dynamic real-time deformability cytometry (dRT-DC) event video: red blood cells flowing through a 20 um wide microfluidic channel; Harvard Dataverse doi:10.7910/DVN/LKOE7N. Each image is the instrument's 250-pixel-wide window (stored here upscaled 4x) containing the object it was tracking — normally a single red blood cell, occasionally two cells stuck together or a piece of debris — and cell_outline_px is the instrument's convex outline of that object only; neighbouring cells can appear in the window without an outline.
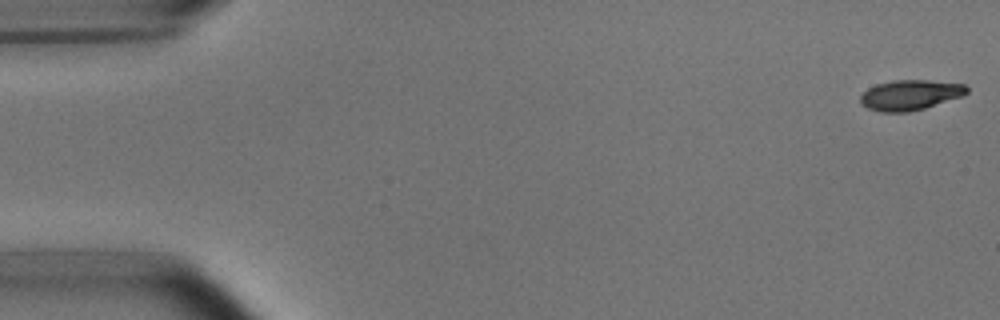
{"species": "common noctule bat (a hibernating species)", "species_latin": "Nyctalus noctula", "temperature_condition": "room temperature", "stored_images_in_passage": 12, "camera_frame_rate_fps": 3000, "um_per_image_px": 0.085, "animal": {"sex": "male", "body_mass_g": 15.6}, "frame": {"image": 1, "passage_image": 1, "time_ms": 0.0, "image_size_px": [1000, 320], "cell_outline_px": [[968, 92], [960, 96], [924, 108], [908, 112], [880, 112], [868, 108], [860, 104], [860, 96], [868, 88], [876, 84], [892, 80], [928, 80], [964, 84], [968, 88]], "centroid_in_image_um": [77.31, 8.07], "position_along_channel_um": 7.7, "area_um2": 18.61}}